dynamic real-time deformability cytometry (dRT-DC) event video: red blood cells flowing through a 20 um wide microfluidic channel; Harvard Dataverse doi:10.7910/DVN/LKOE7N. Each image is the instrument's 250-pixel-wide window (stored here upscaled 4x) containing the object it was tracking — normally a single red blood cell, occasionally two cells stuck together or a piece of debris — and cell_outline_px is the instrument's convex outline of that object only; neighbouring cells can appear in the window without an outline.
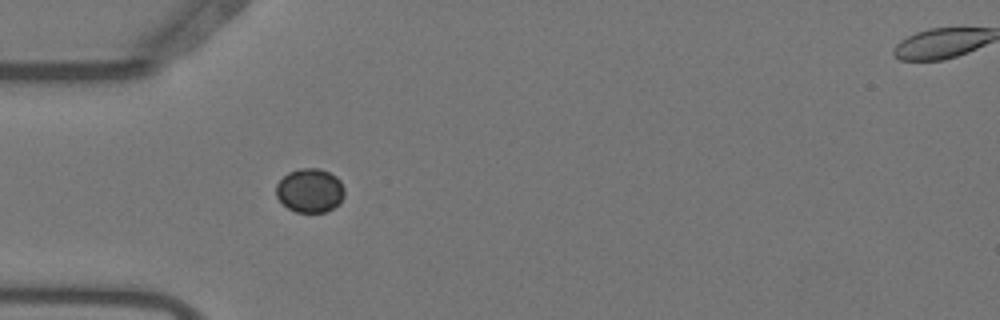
{"species": "Egyptian fruit bat (a non-hibernating species)", "species_latin": "Rousettus aegyptiacus", "temperature_condition": "warm", "stored_images_in_passage": 38, "camera_frame_rate_fps": 3000, "um_per_image_px": 0.085, "animal": {"sex": "female"}, "frame": {"image": 1, "passage_image": 4, "time_ms": 1.0, "image_size_px": [1000, 320], "cell_outline_px": [[344, 196], [332, 208], [324, 212], [296, 212], [288, 208], [276, 196], [276, 184], [288, 172], [300, 168], [320, 168], [336, 176], [340, 180], [344, 188]], "centroid_in_image_um": [26.33, 16.17], "position_along_channel_um": 58.7, "area_um2": 17.4}}
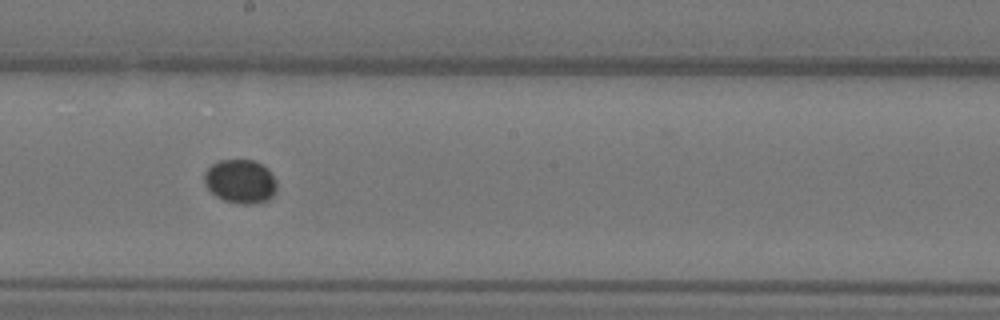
{"frame": {"image": 2, "passage_image": 18, "time_ms": 5.667, "image_size_px": [1000, 320], "cell_outline_px": [[276, 192], [268, 200], [252, 204], [240, 204], [224, 200], [216, 196], [204, 184], [204, 172], [212, 164], [220, 160], [252, 160], [268, 168], [276, 180]], "centroid_in_image_um": [20.44, 15.42], "position_along_channel_um": 227.8, "area_um2": 18.55}}
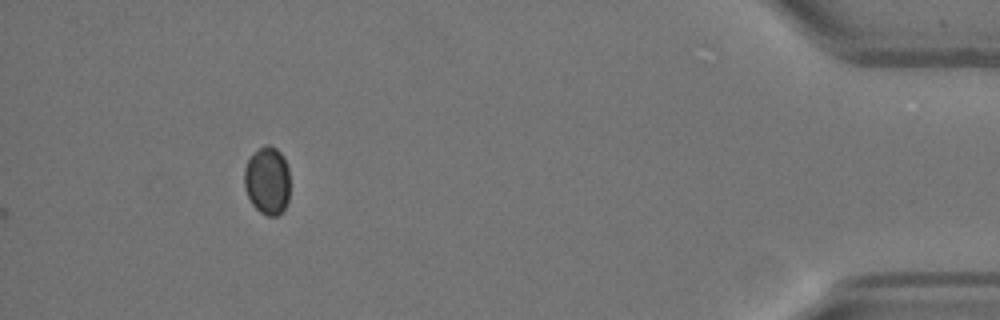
{"frame": {"image": 3, "passage_image": 38, "time_ms": 12.333, "image_size_px": [1000, 320], "cell_outline_px": [[288, 200], [284, 208], [276, 216], [268, 216], [260, 212], [252, 204], [244, 188], [244, 168], [248, 160], [264, 144], [268, 144], [276, 148], [284, 156], [288, 168]], "centroid_in_image_um": [22.71, 15.35], "position_along_channel_um": 412.5, "area_um2": 17.98}}